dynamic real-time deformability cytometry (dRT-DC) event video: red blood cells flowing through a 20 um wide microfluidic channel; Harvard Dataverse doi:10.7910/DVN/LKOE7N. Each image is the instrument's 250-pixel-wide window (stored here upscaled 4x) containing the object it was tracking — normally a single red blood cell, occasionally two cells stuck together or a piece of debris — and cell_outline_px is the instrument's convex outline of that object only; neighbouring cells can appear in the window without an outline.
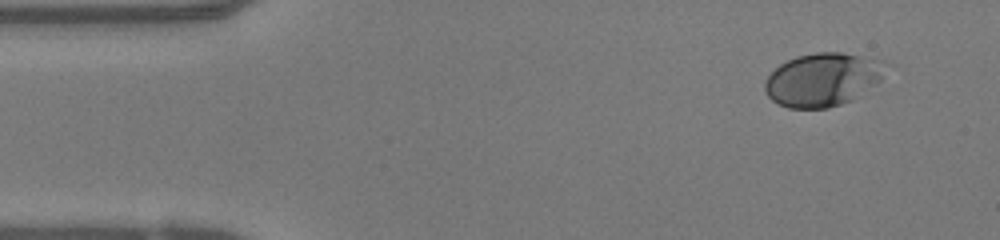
{"species": "human", "species_latin": "Homo sapiens", "temperature_condition": "warm", "stored_images_in_passage": 46, "camera_frame_rate_fps": 3000, "um_per_image_px": 0.085, "donor": {"sex": "female"}, "frame": {"image": 1, "passage_image": 1, "time_ms": 0.0, "image_size_px": [1000, 240], "cell_outline_px": [[888, 64], [880, 80], [852, 100], [828, 108], [788, 108], [772, 100], [764, 92], [764, 80], [780, 64], [796, 56], [816, 52], [840, 52], [884, 60]], "centroid_in_image_um": [69.92, 6.75], "position_along_channel_um": 15.1, "area_um2": 37.51}}
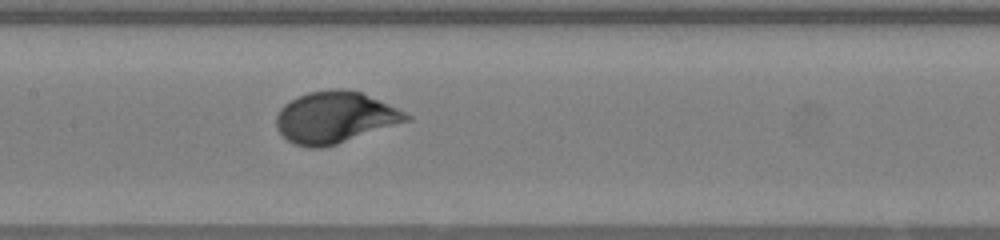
{"frame": {"image": 2, "passage_image": 20, "time_ms": 6.333, "image_size_px": [1000, 240], "cell_outline_px": [[412, 120], [336, 144], [320, 148], [308, 148], [296, 144], [288, 140], [276, 128], [276, 116], [280, 108], [284, 104], [308, 92], [336, 88], [344, 88], [360, 92], [396, 108], [412, 116]], "centroid_in_image_um": [28.46, 9.98], "position_along_channel_um": 178.9, "area_um2": 38.73}}
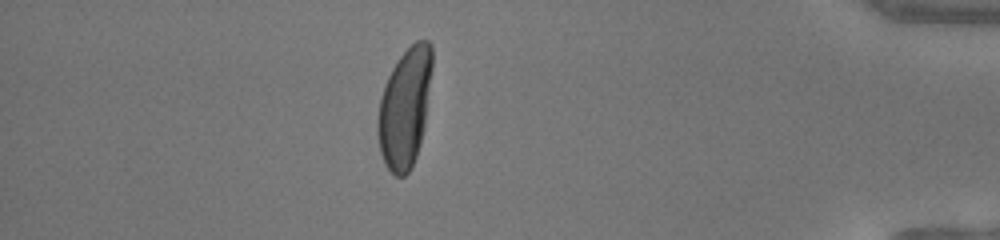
{"frame": {"image": 3, "passage_image": 40, "time_ms": 13.0, "image_size_px": [1000, 240], "cell_outline_px": [[432, 68], [424, 128], [420, 144], [416, 156], [408, 172], [404, 176], [396, 176], [384, 164], [380, 152], [376, 132], [376, 120], [380, 100], [384, 84], [396, 60], [416, 40], [428, 40], [432, 44]], "centroid_in_image_um": [34.39, 9.15], "position_along_channel_um": 400.8, "area_um2": 38.03}, "authors_computed_cell_mechanics": {"area_um2": 37.2521, "velocity_mm_per_s": 4.0602, "shape_relaxation_time_tau1_ms": 3.1173, "shape_relaxation_time_tau2_ms": null, "deformation_change_tau1": 0.1819, "deformation_change_tau2": null}}